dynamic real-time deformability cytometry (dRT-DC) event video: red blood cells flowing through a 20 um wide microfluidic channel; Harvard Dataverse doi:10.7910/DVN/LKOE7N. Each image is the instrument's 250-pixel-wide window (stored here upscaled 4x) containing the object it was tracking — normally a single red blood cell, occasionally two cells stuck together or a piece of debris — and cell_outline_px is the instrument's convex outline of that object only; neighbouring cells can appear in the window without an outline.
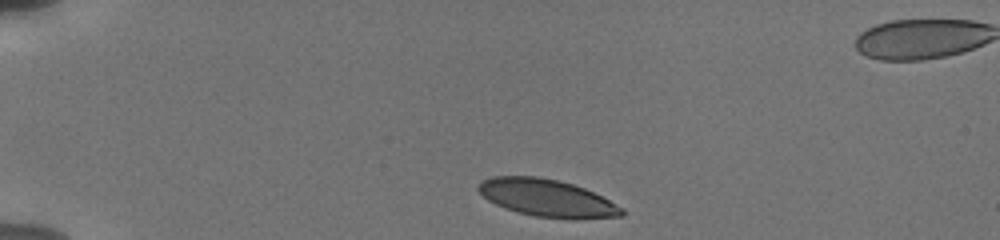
{"species": "human", "species_latin": "Homo sapiens", "temperature_condition": "cold", "stored_images_in_passage": 13, "camera_frame_rate_fps": 3000, "um_per_image_px": 0.085, "donor": {"sex": "male"}, "frame": {"image": 1, "passage_image": 1, "time_ms": 0.0, "image_size_px": [1000, 240], "cell_outline_px": [[624, 216], [536, 216], [504, 208], [488, 200], [476, 188], [484, 180], [492, 176], [536, 176], [560, 180], [584, 188], [624, 208]], "centroid_in_image_um": [46.42, 16.77], "position_along_channel_um": 38.6, "area_um2": 29.88}}
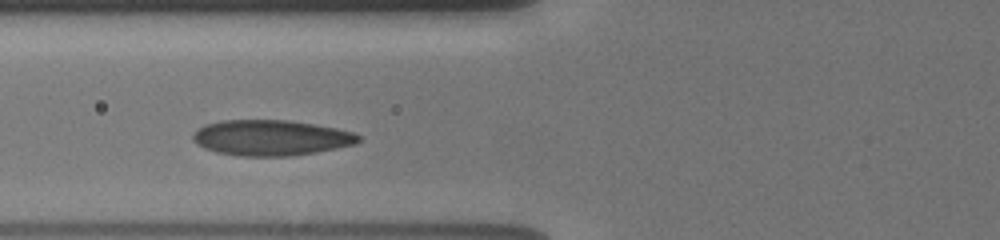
{"frame": {"image": 2, "passage_image": 8, "time_ms": 3.333, "image_size_px": [1000, 240], "cell_outline_px": [[360, 140], [356, 144], [316, 152], [288, 156], [240, 156], [216, 152], [204, 148], [196, 144], [192, 140], [192, 136], [196, 128], [204, 124], [220, 120], [292, 120], [316, 124], [356, 132], [360, 136]], "centroid_in_image_um": [23.01, 11.7], "position_along_channel_um": 102.8, "area_um2": 34.74}}